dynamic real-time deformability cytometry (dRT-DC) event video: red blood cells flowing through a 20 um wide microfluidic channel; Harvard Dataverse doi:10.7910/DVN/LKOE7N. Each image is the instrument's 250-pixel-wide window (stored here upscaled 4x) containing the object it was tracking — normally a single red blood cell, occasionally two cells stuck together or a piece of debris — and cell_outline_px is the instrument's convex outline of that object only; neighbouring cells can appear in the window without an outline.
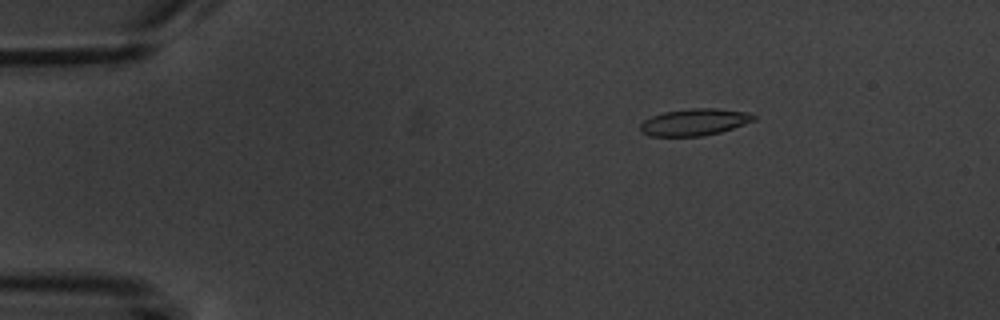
{"species": "common noctule bat (a hibernating species)", "species_latin": "Nyctalus noctula", "temperature_condition": "warm", "stored_images_in_passage": 4, "camera_frame_rate_fps": 3000, "um_per_image_px": 0.085, "animal": {"sex": "male", "body_mass_g": 20.1, "forearm_length_mm": 53.5}, "frame": {"image": 1, "passage_image": 1, "time_ms": 0.0, "image_size_px": [1000, 320], "cell_outline_px": [[756, 120], [720, 132], [704, 136], [648, 136], [640, 132], [640, 124], [644, 120], [652, 116], [664, 112], [688, 108], [712, 108], [748, 112], [756, 116]], "centroid_in_image_um": [59.01, 10.38], "position_along_channel_um": 26.0, "area_um2": 17.8}}